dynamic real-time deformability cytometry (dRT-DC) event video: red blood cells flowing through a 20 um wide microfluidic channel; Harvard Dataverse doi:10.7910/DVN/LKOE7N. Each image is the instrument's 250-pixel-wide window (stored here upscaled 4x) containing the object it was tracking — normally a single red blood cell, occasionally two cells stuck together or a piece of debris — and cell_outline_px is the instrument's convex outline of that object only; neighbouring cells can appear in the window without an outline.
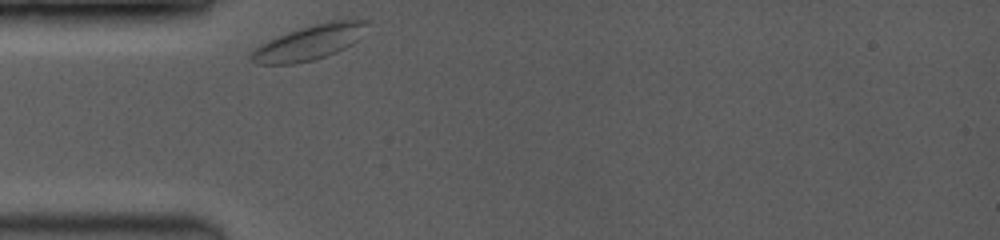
{"species": "common noctule bat (a hibernating species)", "species_latin": "Nyctalus noctula", "temperature_condition": "room temperature", "stored_images_in_passage": 17, "camera_frame_rate_fps": 3500, "um_per_image_px": 0.085, "animal": {"sex": "female", "body_mass_g": 19.0, "forearm_length_mm": 53.3}, "frame": {"image": 1, "passage_image": 1, "time_ms": 0.0, "image_size_px": [1000, 240], "cell_outline_px": [[368, 20], [356, 40], [352, 44], [336, 52], [312, 60], [292, 64], [256, 64], [248, 56], [256, 48], [288, 32], [300, 28], [332, 20]], "centroid_in_image_um": [26.26, 3.63], "position_along_channel_um": 58.7, "area_um2": 22.54}}
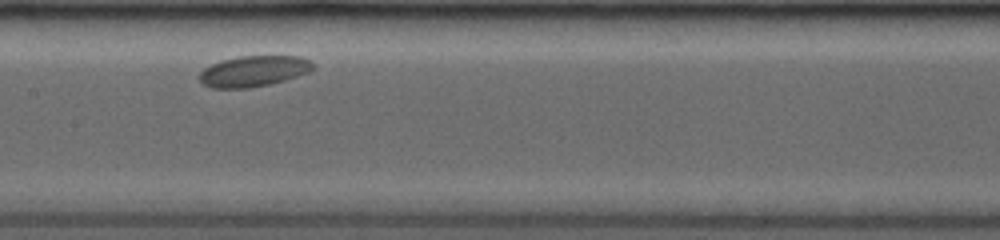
{"frame": {"image": 2, "passage_image": 10, "time_ms": 3.714, "image_size_px": [1000, 240], "cell_outline_px": [[316, 68], [308, 72], [284, 80], [268, 84], [248, 88], [212, 88], [204, 84], [200, 80], [200, 72], [204, 68], [220, 60], [240, 56], [300, 56], [316, 64]], "centroid_in_image_um": [21.57, 6.04], "position_along_channel_um": 185.8, "area_um2": 20.35}}
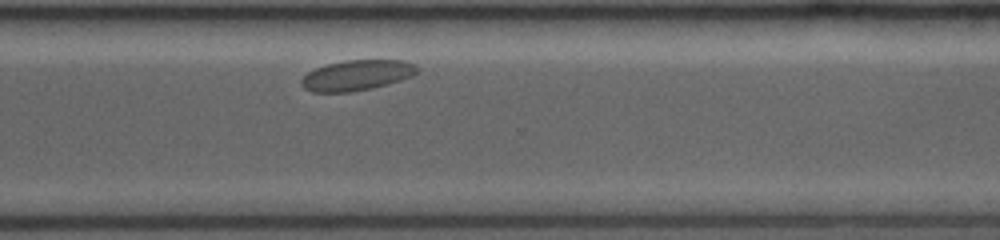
{"frame": {"image": 3, "passage_image": 17, "time_ms": 8.0, "image_size_px": [1000, 240], "cell_outline_px": [[420, 72], [412, 76], [400, 80], [372, 88], [348, 92], [312, 92], [304, 88], [300, 84], [300, 80], [308, 72], [316, 68], [328, 64], [344, 60], [404, 60], [416, 64], [420, 68]], "centroid_in_image_um": [30.36, 6.39], "position_along_channel_um": 340.2, "area_um2": 20.63}}